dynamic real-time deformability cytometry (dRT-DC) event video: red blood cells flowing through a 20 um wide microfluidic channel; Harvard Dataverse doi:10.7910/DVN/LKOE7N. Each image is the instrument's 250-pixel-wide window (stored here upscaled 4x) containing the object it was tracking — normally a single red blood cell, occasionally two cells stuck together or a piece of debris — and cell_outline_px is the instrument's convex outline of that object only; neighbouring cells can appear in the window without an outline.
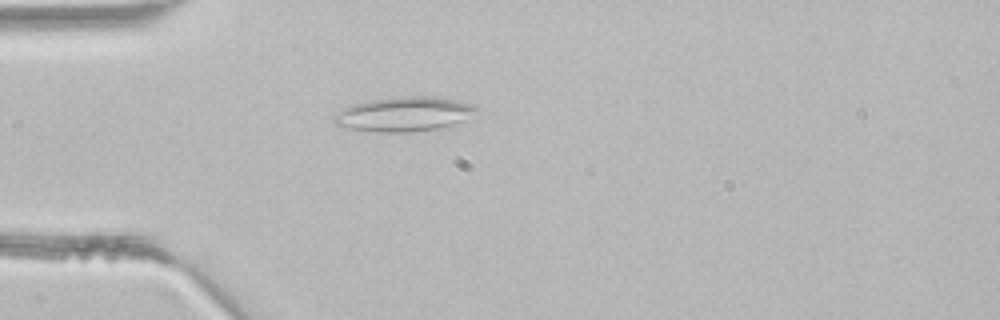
{"species": "common noctule bat (a hibernating species)", "species_latin": "Nyctalus noctula", "temperature_condition": "room temperature", "stored_images_in_passage": 3, "camera_frame_rate_fps": 3000, "um_per_image_px": 0.085, "animal": {"sex": "male", "body_mass_g": 21.5, "forearm_length_mm": 52.0}, "frame": {"image": 1, "passage_image": 3, "time_ms": 0.667, "image_size_px": [1000, 320], "cell_outline_px": [[480, 108], [464, 120], [440, 128], [408, 132], [380, 132], [340, 128], [332, 120], [344, 108], [352, 104], [372, 100], [404, 96], [432, 96], [456, 100], [472, 104]], "centroid_in_image_um": [34.33, 9.7], "position_along_channel_um": 50.7, "area_um2": 28.44}}